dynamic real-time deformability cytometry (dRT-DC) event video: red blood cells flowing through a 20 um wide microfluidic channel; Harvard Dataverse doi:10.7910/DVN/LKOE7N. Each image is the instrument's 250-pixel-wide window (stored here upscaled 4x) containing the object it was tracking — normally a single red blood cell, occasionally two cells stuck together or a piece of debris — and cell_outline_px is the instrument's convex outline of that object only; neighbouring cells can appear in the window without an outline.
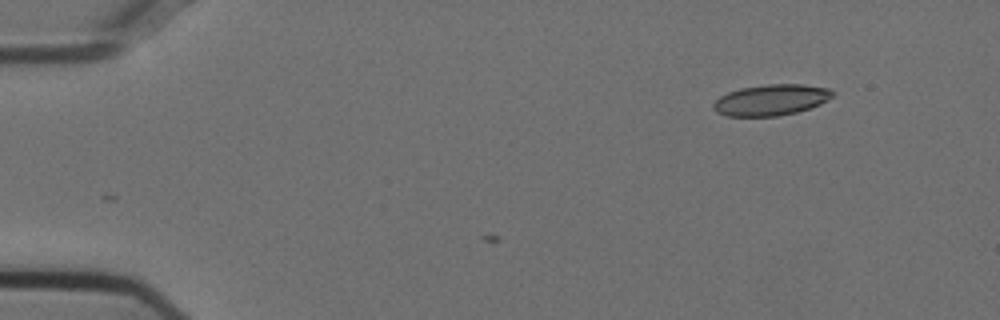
{"species": "Egyptian fruit bat (a non-hibernating species)", "species_latin": "Rousettus aegyptiacus", "temperature_condition": "cold", "stored_images_in_passage": 2, "camera_frame_rate_fps": 3000, "um_per_image_px": 0.085, "animal": {"sex": "female"}, "frame": {"image": 1, "passage_image": 2, "time_ms": 0.333, "image_size_px": [1000, 320], "cell_outline_px": [[832, 96], [828, 100], [820, 104], [796, 112], [776, 116], [728, 116], [716, 112], [712, 108], [712, 104], [720, 96], [728, 92], [740, 88], [768, 84], [804, 84], [828, 88], [832, 92]], "centroid_in_image_um": [65.51, 8.49], "position_along_channel_um": 19.5, "area_um2": 21.44}}